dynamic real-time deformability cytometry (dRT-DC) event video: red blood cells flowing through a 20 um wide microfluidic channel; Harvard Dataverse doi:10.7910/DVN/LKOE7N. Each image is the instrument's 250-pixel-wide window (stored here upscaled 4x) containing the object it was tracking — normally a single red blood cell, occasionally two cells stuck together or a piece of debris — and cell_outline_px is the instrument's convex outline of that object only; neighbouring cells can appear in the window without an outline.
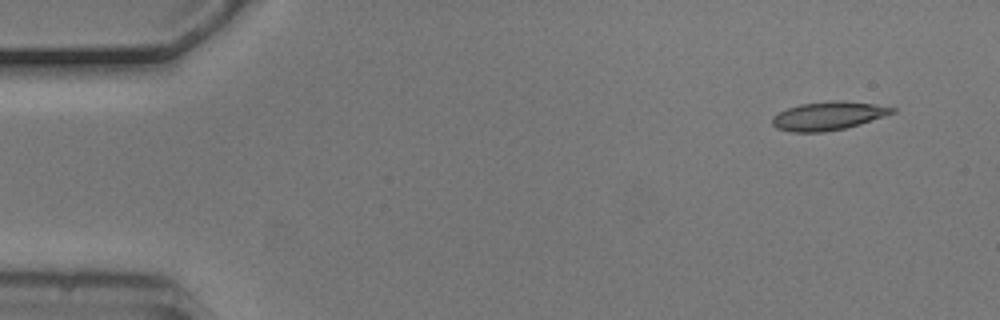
{"species": "common noctule bat (a hibernating species)", "species_latin": "Nyctalus noctula", "temperature_condition": "cold", "stored_images_in_passage": 7, "camera_frame_rate_fps": 3000, "um_per_image_px": 0.085, "animal": {"sex": "male", "body_mass_g": 20.5, "forearm_length_mm": 52.5}, "frame": {"image": 1, "passage_image": 1, "time_ms": 0.0, "image_size_px": [1000, 320], "cell_outline_px": [[896, 112], [860, 124], [844, 128], [824, 132], [792, 132], [776, 128], [772, 124], [772, 116], [788, 108], [800, 104], [832, 100], [844, 100], [872, 104], [896, 108]], "centroid_in_image_um": [70.38, 9.84], "position_along_channel_um": 14.6, "area_um2": 19.83}}
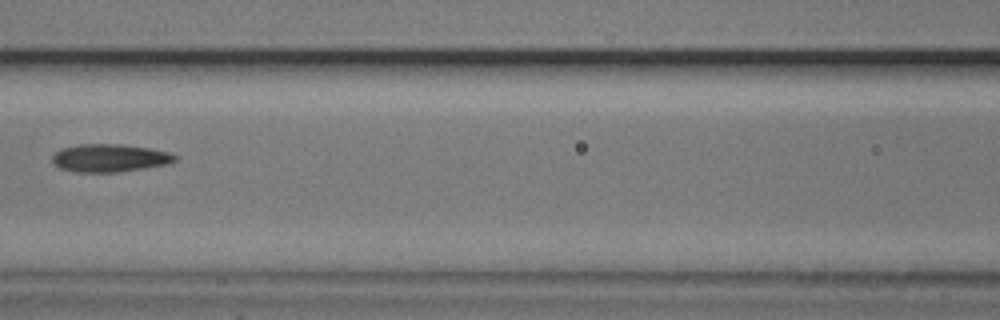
{"frame": {"image": 2, "passage_image": 6, "time_ms": 1.667, "image_size_px": [1000, 320], "cell_outline_px": [[180, 160], [168, 164], [144, 168], [116, 172], [72, 172], [60, 168], [52, 164], [52, 156], [60, 148], [80, 144], [120, 144], [148, 148], [168, 152], [180, 156]], "centroid_in_image_um": [9.33, 13.43], "position_along_channel_um": 157.3, "area_um2": 20.17}}